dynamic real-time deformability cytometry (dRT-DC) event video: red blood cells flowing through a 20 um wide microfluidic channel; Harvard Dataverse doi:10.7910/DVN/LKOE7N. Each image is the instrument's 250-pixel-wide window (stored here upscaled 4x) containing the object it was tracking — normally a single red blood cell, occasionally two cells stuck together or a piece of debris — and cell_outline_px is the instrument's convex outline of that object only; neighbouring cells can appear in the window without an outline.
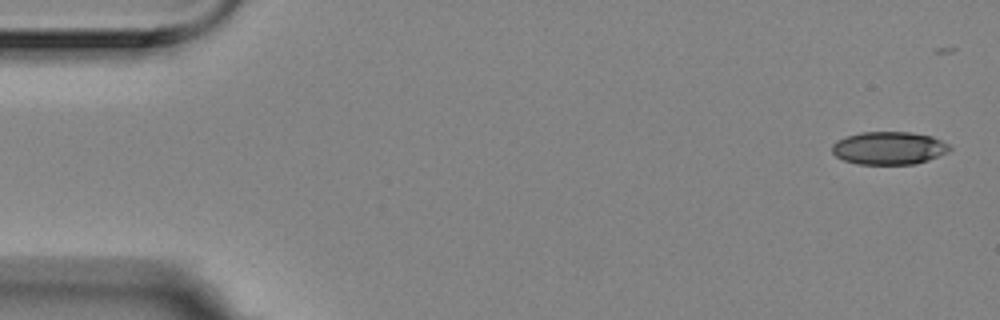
{"species": "Egyptian fruit bat (a non-hibernating species)", "species_latin": "Rousettus aegyptiacus", "temperature_condition": "room temperature", "stored_images_in_passage": 6, "camera_frame_rate_fps": 3000, "um_per_image_px": 0.085, "animal": {"sex": "female"}, "frame": {"image": 1, "passage_image": 1, "time_ms": 0.0, "image_size_px": [1000, 320], "cell_outline_px": [[952, 148], [948, 152], [928, 160], [916, 164], [860, 164], [844, 160], [836, 156], [832, 152], [832, 144], [836, 140], [844, 136], [860, 132], [912, 132], [932, 136], [948, 144]], "centroid_in_image_um": [75.55, 12.58], "position_along_channel_um": 9.5, "area_um2": 22.66}}
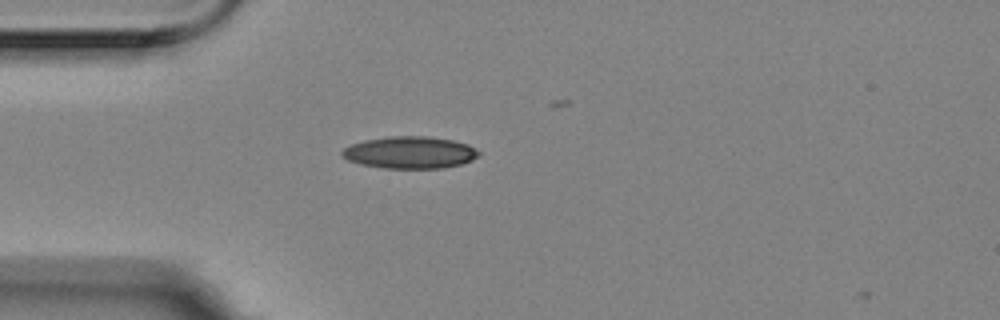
{"frame": {"image": 2, "passage_image": 5, "time_ms": 1.333, "image_size_px": [1000, 320], "cell_outline_px": [[480, 152], [472, 160], [460, 164], [444, 168], [384, 168], [360, 164], [348, 160], [340, 156], [340, 152], [344, 148], [352, 144], [364, 140], [392, 136], [428, 136], [452, 140], [468, 144], [476, 148]], "centroid_in_image_um": [34.82, 12.96], "position_along_channel_um": 50.2, "area_um2": 25.55}}